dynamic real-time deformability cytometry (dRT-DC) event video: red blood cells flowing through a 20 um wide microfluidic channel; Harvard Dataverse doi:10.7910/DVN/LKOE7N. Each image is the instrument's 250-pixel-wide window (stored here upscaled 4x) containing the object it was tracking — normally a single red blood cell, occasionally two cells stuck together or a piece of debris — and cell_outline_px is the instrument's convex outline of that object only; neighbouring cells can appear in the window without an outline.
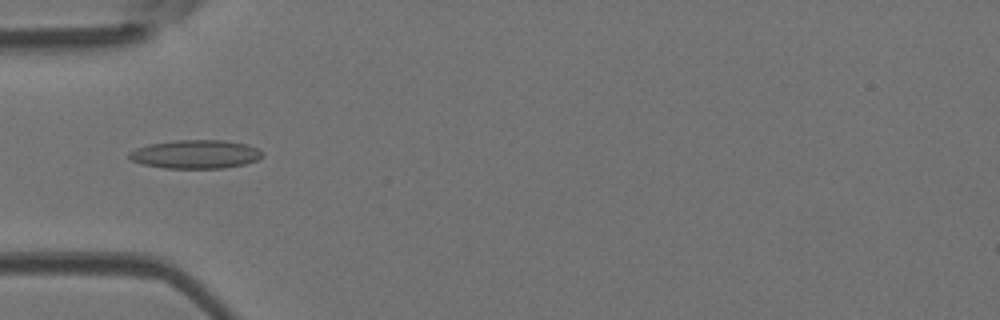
{"species": "Egyptian fruit bat (a non-hibernating species)", "species_latin": "Rousettus aegyptiacus", "temperature_condition": "room temperature", "stored_images_in_passage": 40, "camera_frame_rate_fps": 3000, "um_per_image_px": 0.085, "animal": {"sex": "female"}, "frame": {"image": 1, "passage_image": 5, "time_ms": 1.333, "image_size_px": [1000, 320], "cell_outline_px": [[264, 156], [256, 160], [244, 164], [224, 168], [164, 168], [144, 164], [132, 160], [128, 156], [128, 152], [136, 148], [148, 144], [176, 140], [224, 140], [248, 144], [264, 152]], "centroid_in_image_um": [16.64, 13.1], "position_along_channel_um": 68.4, "area_um2": 22.25}}
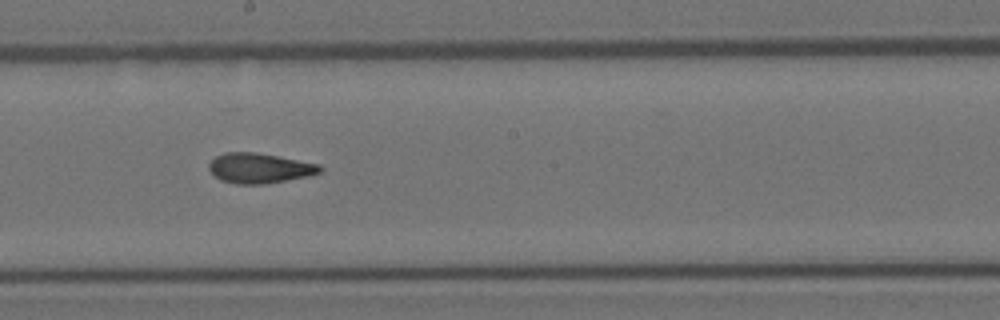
{"frame": {"image": 2, "passage_image": 17, "time_ms": 5.333, "image_size_px": [1000, 320], "cell_outline_px": [[324, 168], [320, 172], [308, 176], [264, 184], [236, 184], [220, 180], [208, 168], [208, 164], [216, 156], [224, 152], [252, 152], [276, 156], [320, 164]], "centroid_in_image_um": [22.05, 14.29], "position_along_channel_um": 226.2, "area_um2": 19.31}}
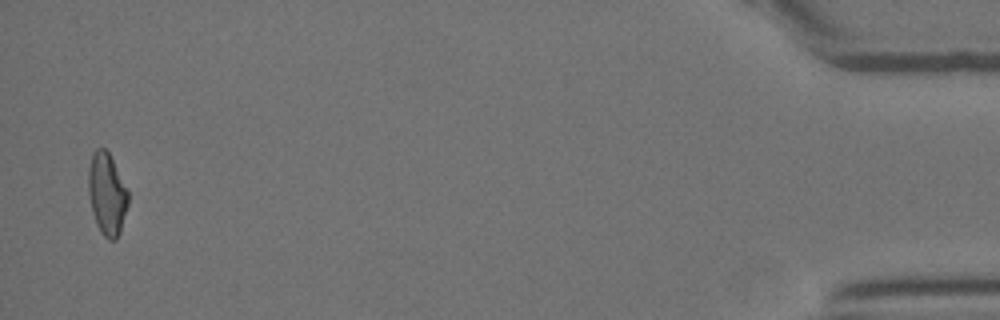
{"frame": {"image": 3, "passage_image": 39, "time_ms": 12.667, "image_size_px": [1000, 320], "cell_outline_px": [[128, 204], [120, 232], [116, 240], [108, 240], [100, 232], [96, 224], [92, 212], [88, 196], [88, 168], [92, 152], [96, 148], [104, 148], [108, 152], [128, 188]], "centroid_in_image_um": [9.08, 16.49], "position_along_channel_um": 426.1, "area_um2": 19.31}, "authors_computed_cell_mechanics": {"area_um2": 19.363, "velocity_mm_per_s": 3.9272, "shape_relaxation_time_tau1_ms": null, "shape_relaxation_time_tau2_ms": 2.2702, "deformation_change_tau1": null, "deformation_change_tau2": 0.0979}}